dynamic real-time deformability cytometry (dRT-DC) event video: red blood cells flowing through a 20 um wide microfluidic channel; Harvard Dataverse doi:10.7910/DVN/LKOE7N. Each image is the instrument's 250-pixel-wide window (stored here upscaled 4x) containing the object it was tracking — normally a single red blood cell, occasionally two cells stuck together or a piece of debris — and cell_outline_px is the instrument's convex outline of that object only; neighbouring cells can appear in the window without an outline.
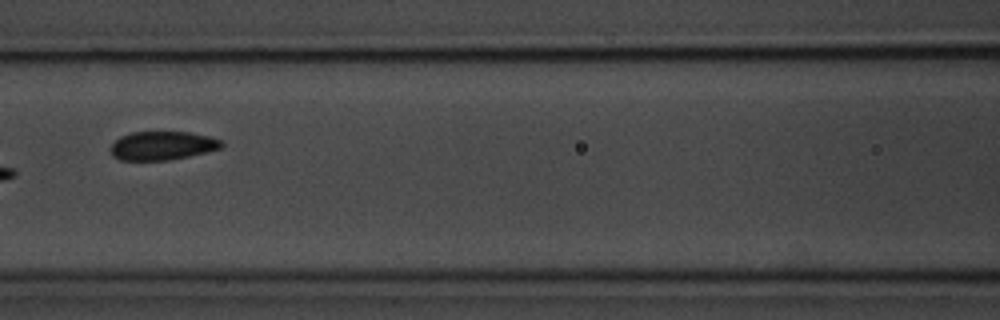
{"species": "common noctule bat (a hibernating species)", "species_latin": "Nyctalus noctula", "temperature_condition": "room temperature", "stored_images_in_passage": 6, "camera_frame_rate_fps": 3000, "um_per_image_px": 0.085, "animal": {"sex": "male", "body_mass_g": 20.1, "forearm_length_mm": 53.5}, "frame": {"image": 1, "passage_image": 4, "time_ms": 4.0, "image_size_px": [1000, 320], "cell_outline_px": [[224, 144], [220, 148], [188, 156], [168, 160], [120, 160], [112, 156], [112, 144], [120, 136], [132, 132], [192, 132], [212, 136], [220, 140]], "centroid_in_image_um": [13.81, 12.37], "position_along_channel_um": 152.8, "area_um2": 18.44}}
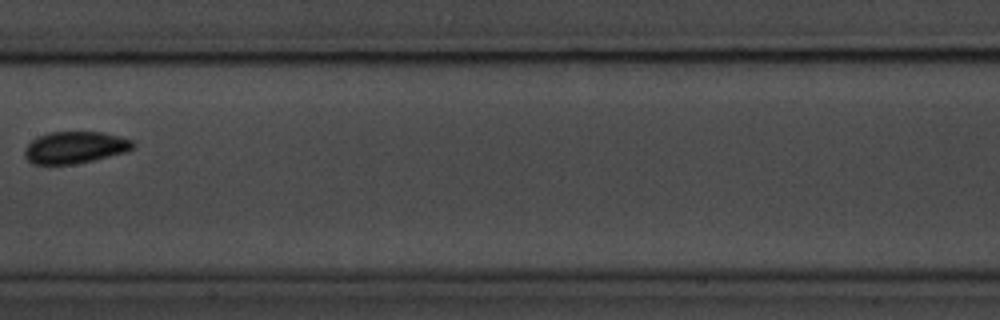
{"frame": {"image": 2, "passage_image": 5, "time_ms": 5.333, "image_size_px": [1000, 320], "cell_outline_px": [[136, 144], [128, 152], [92, 160], [72, 164], [32, 164], [24, 156], [24, 148], [32, 140], [48, 132], [104, 132], [120, 136], [132, 140]], "centroid_in_image_um": [6.39, 12.53], "position_along_channel_um": 201.0, "area_um2": 20.17}}